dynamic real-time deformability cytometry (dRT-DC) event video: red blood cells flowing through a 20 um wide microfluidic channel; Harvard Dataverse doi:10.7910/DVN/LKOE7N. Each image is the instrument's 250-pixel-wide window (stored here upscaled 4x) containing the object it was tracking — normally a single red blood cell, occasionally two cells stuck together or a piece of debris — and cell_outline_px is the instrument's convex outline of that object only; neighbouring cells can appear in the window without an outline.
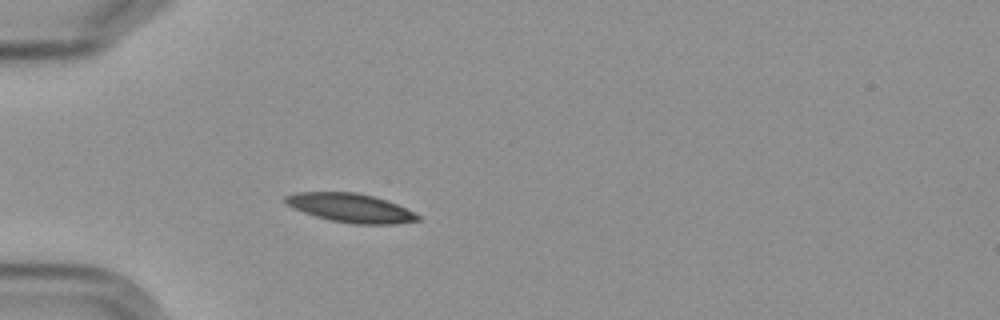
{"species": "Egyptian fruit bat (a non-hibernating species)", "species_latin": "Rousettus aegyptiacus", "temperature_condition": "cold", "stored_images_in_passage": 5, "camera_frame_rate_fps": 3000, "um_per_image_px": 0.085, "frame": {"image": 1, "passage_image": 5, "time_ms": 4.333, "image_size_px": [1000, 320], "cell_outline_px": [[420, 220], [396, 224], [352, 224], [332, 220], [316, 216], [292, 208], [284, 200], [284, 196], [296, 192], [356, 192], [388, 200], [420, 216]], "centroid_in_image_um": [29.79, 17.67], "position_along_channel_um": 55.2, "area_um2": 22.08}}